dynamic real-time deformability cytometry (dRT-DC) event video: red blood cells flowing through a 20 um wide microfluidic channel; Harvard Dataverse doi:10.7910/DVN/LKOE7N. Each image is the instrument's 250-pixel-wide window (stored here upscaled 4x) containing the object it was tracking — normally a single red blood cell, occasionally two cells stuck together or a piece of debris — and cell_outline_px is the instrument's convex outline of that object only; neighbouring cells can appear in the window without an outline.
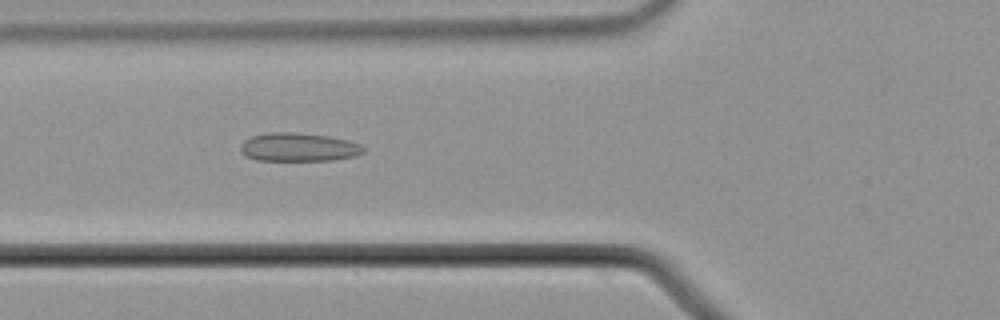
{"species": "common noctule bat (a hibernating species)", "species_latin": "Nyctalus noctula", "temperature_condition": "cold", "stored_images_in_passage": 8, "camera_frame_rate_fps": 3000, "um_per_image_px": 0.085, "animal": {"sex": "male", "body_mass_g": 21.5, "forearm_length_mm": 52.0}, "frame": {"image": 1, "passage_image": 5, "time_ms": 1.333, "image_size_px": [1000, 320], "cell_outline_px": [[364, 152], [356, 156], [332, 160], [256, 160], [244, 156], [240, 152], [240, 144], [244, 140], [252, 136], [268, 132], [296, 132], [328, 136], [348, 140], [360, 144], [364, 148]], "centroid_in_image_um": [25.34, 12.5], "position_along_channel_um": 100.5, "area_um2": 20.58}}
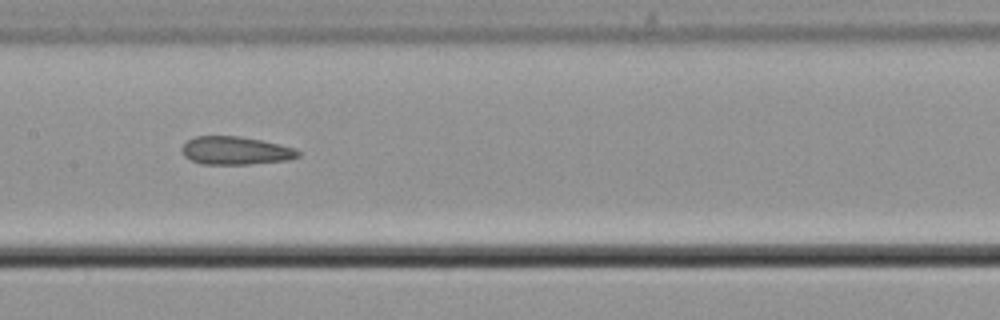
{"frame": {"image": 2, "passage_image": 7, "time_ms": 2.0, "image_size_px": [1000, 320], "cell_outline_px": [[300, 156], [288, 160], [248, 164], [200, 164], [184, 156], [180, 148], [188, 140], [196, 136], [240, 136], [280, 144], [296, 148], [300, 152]], "centroid_in_image_um": [20.03, 12.8], "position_along_channel_um": 187.4, "area_um2": 19.07}}
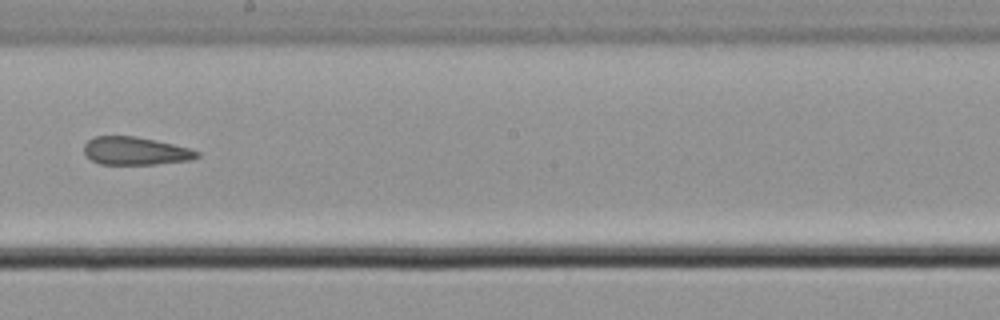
{"frame": {"image": 3, "passage_image": 8, "time_ms": 2.333, "image_size_px": [1000, 320], "cell_outline_px": [[200, 156], [188, 160], [156, 164], [100, 164], [92, 160], [84, 152], [84, 144], [88, 140], [96, 136], [136, 136], [156, 140], [188, 148], [200, 152]], "centroid_in_image_um": [11.5, 12.82], "position_along_channel_um": 236.7, "area_um2": 18.26}}